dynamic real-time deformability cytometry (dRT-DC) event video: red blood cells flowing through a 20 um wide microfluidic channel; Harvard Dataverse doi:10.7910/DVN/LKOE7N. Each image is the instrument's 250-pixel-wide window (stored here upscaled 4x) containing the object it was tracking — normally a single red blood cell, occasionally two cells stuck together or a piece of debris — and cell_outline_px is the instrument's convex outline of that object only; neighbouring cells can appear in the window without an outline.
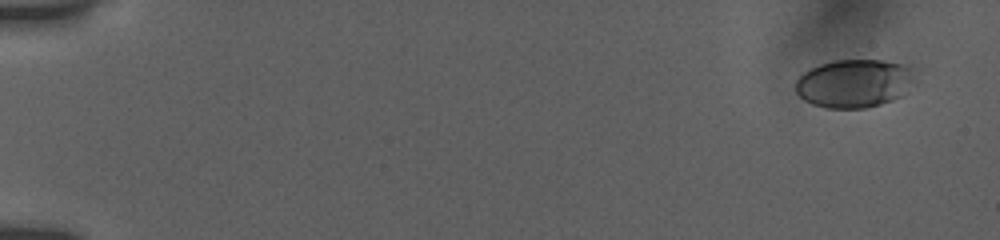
{"species": "human", "species_latin": "Homo sapiens", "temperature_condition": "room temperature", "stored_images_in_passage": 30, "camera_frame_rate_fps": 3000, "um_per_image_px": 0.085, "donor": {"sex": "female"}, "frame": {"image": 1, "passage_image": 1, "time_ms": 0.0, "image_size_px": [1000, 240], "cell_outline_px": [[916, 84], [900, 96], [892, 100], [880, 104], [864, 108], [828, 108], [812, 104], [804, 100], [796, 92], [796, 80], [804, 72], [820, 64], [832, 60], [880, 60], [900, 64], [908, 68]], "centroid_in_image_um": [72.58, 7.1], "position_along_channel_um": 12.4, "area_um2": 33.35}}
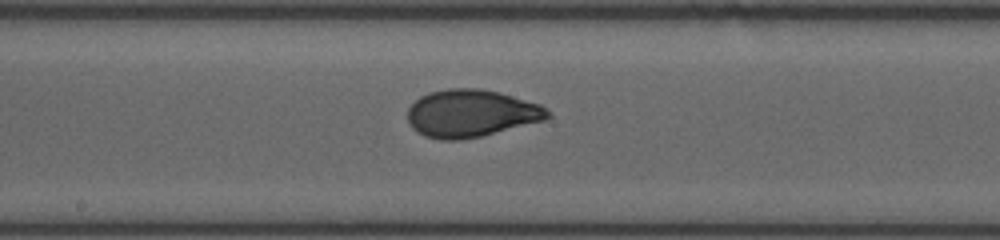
{"frame": {"image": 2, "passage_image": 17, "time_ms": 9.333, "image_size_px": [1000, 240], "cell_outline_px": [[552, 116], [544, 120], [480, 136], [460, 140], [440, 140], [424, 136], [416, 132], [412, 128], [408, 120], [408, 108], [420, 96], [428, 92], [448, 88], [480, 88], [500, 92], [540, 104]], "centroid_in_image_um": [40.01, 9.63], "position_along_channel_um": 208.2, "area_um2": 38.73}}
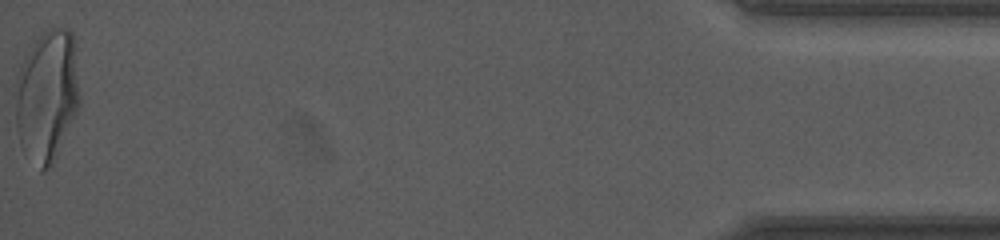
{"frame": {"image": 3, "passage_image": 30, "time_ms": 17.333, "image_size_px": [1000, 240], "cell_outline_px": [[80, 104], [56, 156], [52, 164], [48, 168], [40, 172], [20, 144], [16, 128], [16, 80], [20, 64], [36, 40], [48, 28], [68, 28], [72, 32], [80, 92]], "centroid_in_image_um": [4.0, 8.13], "position_along_channel_um": 431.2, "area_um2": 49.01}, "authors_computed_cell_mechanics": {"area_um2": 36.8475, "velocity_mm_per_s": 3.8633, "shape_relaxation_time_tau1_ms": 4.5017, "shape_relaxation_time_tau2_ms": null, "deformation_change_tau1": 0.1714, "deformation_change_tau2": null}}